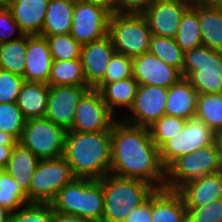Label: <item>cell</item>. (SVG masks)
<instances>
[{
	"label": "cell",
	"instance_id": "43",
	"mask_svg": "<svg viewBox=\"0 0 222 222\" xmlns=\"http://www.w3.org/2000/svg\"><path fill=\"white\" fill-rule=\"evenodd\" d=\"M152 194L126 217L124 222H151Z\"/></svg>",
	"mask_w": 222,
	"mask_h": 222
},
{
	"label": "cell",
	"instance_id": "26",
	"mask_svg": "<svg viewBox=\"0 0 222 222\" xmlns=\"http://www.w3.org/2000/svg\"><path fill=\"white\" fill-rule=\"evenodd\" d=\"M39 161L31 150L17 142L13 146L10 159L4 170L15 179L26 194Z\"/></svg>",
	"mask_w": 222,
	"mask_h": 222
},
{
	"label": "cell",
	"instance_id": "20",
	"mask_svg": "<svg viewBox=\"0 0 222 222\" xmlns=\"http://www.w3.org/2000/svg\"><path fill=\"white\" fill-rule=\"evenodd\" d=\"M49 0H13L9 9L24 35H41Z\"/></svg>",
	"mask_w": 222,
	"mask_h": 222
},
{
	"label": "cell",
	"instance_id": "37",
	"mask_svg": "<svg viewBox=\"0 0 222 222\" xmlns=\"http://www.w3.org/2000/svg\"><path fill=\"white\" fill-rule=\"evenodd\" d=\"M26 119L16 102L0 103V130L20 139Z\"/></svg>",
	"mask_w": 222,
	"mask_h": 222
},
{
	"label": "cell",
	"instance_id": "25",
	"mask_svg": "<svg viewBox=\"0 0 222 222\" xmlns=\"http://www.w3.org/2000/svg\"><path fill=\"white\" fill-rule=\"evenodd\" d=\"M48 96V84L25 81L18 94L16 104L26 120L45 117Z\"/></svg>",
	"mask_w": 222,
	"mask_h": 222
},
{
	"label": "cell",
	"instance_id": "52",
	"mask_svg": "<svg viewBox=\"0 0 222 222\" xmlns=\"http://www.w3.org/2000/svg\"><path fill=\"white\" fill-rule=\"evenodd\" d=\"M71 1H73V2H79V1H82V0H71Z\"/></svg>",
	"mask_w": 222,
	"mask_h": 222
},
{
	"label": "cell",
	"instance_id": "8",
	"mask_svg": "<svg viewBox=\"0 0 222 222\" xmlns=\"http://www.w3.org/2000/svg\"><path fill=\"white\" fill-rule=\"evenodd\" d=\"M75 178L63 156L40 160L26 193L28 203H51L58 192Z\"/></svg>",
	"mask_w": 222,
	"mask_h": 222
},
{
	"label": "cell",
	"instance_id": "47",
	"mask_svg": "<svg viewBox=\"0 0 222 222\" xmlns=\"http://www.w3.org/2000/svg\"><path fill=\"white\" fill-rule=\"evenodd\" d=\"M17 142L12 135L0 130V145H15Z\"/></svg>",
	"mask_w": 222,
	"mask_h": 222
},
{
	"label": "cell",
	"instance_id": "39",
	"mask_svg": "<svg viewBox=\"0 0 222 222\" xmlns=\"http://www.w3.org/2000/svg\"><path fill=\"white\" fill-rule=\"evenodd\" d=\"M187 222H222V198L196 208H186Z\"/></svg>",
	"mask_w": 222,
	"mask_h": 222
},
{
	"label": "cell",
	"instance_id": "27",
	"mask_svg": "<svg viewBox=\"0 0 222 222\" xmlns=\"http://www.w3.org/2000/svg\"><path fill=\"white\" fill-rule=\"evenodd\" d=\"M74 6L71 0H49L41 36L70 34Z\"/></svg>",
	"mask_w": 222,
	"mask_h": 222
},
{
	"label": "cell",
	"instance_id": "41",
	"mask_svg": "<svg viewBox=\"0 0 222 222\" xmlns=\"http://www.w3.org/2000/svg\"><path fill=\"white\" fill-rule=\"evenodd\" d=\"M18 31V32H17ZM18 34H14V33ZM18 23L9 8H0V44L15 41L23 37Z\"/></svg>",
	"mask_w": 222,
	"mask_h": 222
},
{
	"label": "cell",
	"instance_id": "4",
	"mask_svg": "<svg viewBox=\"0 0 222 222\" xmlns=\"http://www.w3.org/2000/svg\"><path fill=\"white\" fill-rule=\"evenodd\" d=\"M54 212L102 222L104 192L101 179L75 178L51 202Z\"/></svg>",
	"mask_w": 222,
	"mask_h": 222
},
{
	"label": "cell",
	"instance_id": "48",
	"mask_svg": "<svg viewBox=\"0 0 222 222\" xmlns=\"http://www.w3.org/2000/svg\"><path fill=\"white\" fill-rule=\"evenodd\" d=\"M0 222H11V212L0 204Z\"/></svg>",
	"mask_w": 222,
	"mask_h": 222
},
{
	"label": "cell",
	"instance_id": "14",
	"mask_svg": "<svg viewBox=\"0 0 222 222\" xmlns=\"http://www.w3.org/2000/svg\"><path fill=\"white\" fill-rule=\"evenodd\" d=\"M191 5L186 0H155L142 14L152 35L175 38L180 20Z\"/></svg>",
	"mask_w": 222,
	"mask_h": 222
},
{
	"label": "cell",
	"instance_id": "10",
	"mask_svg": "<svg viewBox=\"0 0 222 222\" xmlns=\"http://www.w3.org/2000/svg\"><path fill=\"white\" fill-rule=\"evenodd\" d=\"M218 138L202 120L188 119L181 132L159 148L161 163L166 169L177 158L209 146Z\"/></svg>",
	"mask_w": 222,
	"mask_h": 222
},
{
	"label": "cell",
	"instance_id": "1",
	"mask_svg": "<svg viewBox=\"0 0 222 222\" xmlns=\"http://www.w3.org/2000/svg\"><path fill=\"white\" fill-rule=\"evenodd\" d=\"M109 174L143 180L155 189L164 188L165 168L148 127L130 125L122 118L113 123Z\"/></svg>",
	"mask_w": 222,
	"mask_h": 222
},
{
	"label": "cell",
	"instance_id": "17",
	"mask_svg": "<svg viewBox=\"0 0 222 222\" xmlns=\"http://www.w3.org/2000/svg\"><path fill=\"white\" fill-rule=\"evenodd\" d=\"M115 52L108 35L81 46L80 59L89 88L94 89L103 80L108 63Z\"/></svg>",
	"mask_w": 222,
	"mask_h": 222
},
{
	"label": "cell",
	"instance_id": "7",
	"mask_svg": "<svg viewBox=\"0 0 222 222\" xmlns=\"http://www.w3.org/2000/svg\"><path fill=\"white\" fill-rule=\"evenodd\" d=\"M108 36L117 53L133 58L149 51L152 33L143 14L113 13Z\"/></svg>",
	"mask_w": 222,
	"mask_h": 222
},
{
	"label": "cell",
	"instance_id": "2",
	"mask_svg": "<svg viewBox=\"0 0 222 222\" xmlns=\"http://www.w3.org/2000/svg\"><path fill=\"white\" fill-rule=\"evenodd\" d=\"M63 157L76 178L102 179L111 169V131H67Z\"/></svg>",
	"mask_w": 222,
	"mask_h": 222
},
{
	"label": "cell",
	"instance_id": "35",
	"mask_svg": "<svg viewBox=\"0 0 222 222\" xmlns=\"http://www.w3.org/2000/svg\"><path fill=\"white\" fill-rule=\"evenodd\" d=\"M186 122L185 119L165 114L148 127L153 142L160 148L166 141L178 135Z\"/></svg>",
	"mask_w": 222,
	"mask_h": 222
},
{
	"label": "cell",
	"instance_id": "32",
	"mask_svg": "<svg viewBox=\"0 0 222 222\" xmlns=\"http://www.w3.org/2000/svg\"><path fill=\"white\" fill-rule=\"evenodd\" d=\"M148 52L161 59L164 63L176 67L182 73L184 51L176 43L175 38L152 35Z\"/></svg>",
	"mask_w": 222,
	"mask_h": 222
},
{
	"label": "cell",
	"instance_id": "3",
	"mask_svg": "<svg viewBox=\"0 0 222 222\" xmlns=\"http://www.w3.org/2000/svg\"><path fill=\"white\" fill-rule=\"evenodd\" d=\"M101 184L104 192L102 222H124L128 214L156 190L143 180L113 174L105 175Z\"/></svg>",
	"mask_w": 222,
	"mask_h": 222
},
{
	"label": "cell",
	"instance_id": "50",
	"mask_svg": "<svg viewBox=\"0 0 222 222\" xmlns=\"http://www.w3.org/2000/svg\"><path fill=\"white\" fill-rule=\"evenodd\" d=\"M190 3H204V2H213L214 0H186Z\"/></svg>",
	"mask_w": 222,
	"mask_h": 222
},
{
	"label": "cell",
	"instance_id": "12",
	"mask_svg": "<svg viewBox=\"0 0 222 222\" xmlns=\"http://www.w3.org/2000/svg\"><path fill=\"white\" fill-rule=\"evenodd\" d=\"M117 120L108 109L97 89H88L76 106L72 128L75 132L111 131Z\"/></svg>",
	"mask_w": 222,
	"mask_h": 222
},
{
	"label": "cell",
	"instance_id": "51",
	"mask_svg": "<svg viewBox=\"0 0 222 222\" xmlns=\"http://www.w3.org/2000/svg\"><path fill=\"white\" fill-rule=\"evenodd\" d=\"M213 3L222 10V0H214Z\"/></svg>",
	"mask_w": 222,
	"mask_h": 222
},
{
	"label": "cell",
	"instance_id": "40",
	"mask_svg": "<svg viewBox=\"0 0 222 222\" xmlns=\"http://www.w3.org/2000/svg\"><path fill=\"white\" fill-rule=\"evenodd\" d=\"M24 78L0 69V103L16 102Z\"/></svg>",
	"mask_w": 222,
	"mask_h": 222
},
{
	"label": "cell",
	"instance_id": "28",
	"mask_svg": "<svg viewBox=\"0 0 222 222\" xmlns=\"http://www.w3.org/2000/svg\"><path fill=\"white\" fill-rule=\"evenodd\" d=\"M49 86H87L81 59L53 60Z\"/></svg>",
	"mask_w": 222,
	"mask_h": 222
},
{
	"label": "cell",
	"instance_id": "11",
	"mask_svg": "<svg viewBox=\"0 0 222 222\" xmlns=\"http://www.w3.org/2000/svg\"><path fill=\"white\" fill-rule=\"evenodd\" d=\"M111 13L97 5L75 2L70 35L82 46L108 35Z\"/></svg>",
	"mask_w": 222,
	"mask_h": 222
},
{
	"label": "cell",
	"instance_id": "5",
	"mask_svg": "<svg viewBox=\"0 0 222 222\" xmlns=\"http://www.w3.org/2000/svg\"><path fill=\"white\" fill-rule=\"evenodd\" d=\"M222 171V141L183 155L165 169L164 188L178 191L183 185L205 175Z\"/></svg>",
	"mask_w": 222,
	"mask_h": 222
},
{
	"label": "cell",
	"instance_id": "44",
	"mask_svg": "<svg viewBox=\"0 0 222 222\" xmlns=\"http://www.w3.org/2000/svg\"><path fill=\"white\" fill-rule=\"evenodd\" d=\"M53 222H96L82 217L54 212Z\"/></svg>",
	"mask_w": 222,
	"mask_h": 222
},
{
	"label": "cell",
	"instance_id": "42",
	"mask_svg": "<svg viewBox=\"0 0 222 222\" xmlns=\"http://www.w3.org/2000/svg\"><path fill=\"white\" fill-rule=\"evenodd\" d=\"M155 0H115V13L142 14Z\"/></svg>",
	"mask_w": 222,
	"mask_h": 222
},
{
	"label": "cell",
	"instance_id": "31",
	"mask_svg": "<svg viewBox=\"0 0 222 222\" xmlns=\"http://www.w3.org/2000/svg\"><path fill=\"white\" fill-rule=\"evenodd\" d=\"M175 41L184 52L202 45L198 15L193 5L184 12Z\"/></svg>",
	"mask_w": 222,
	"mask_h": 222
},
{
	"label": "cell",
	"instance_id": "38",
	"mask_svg": "<svg viewBox=\"0 0 222 222\" xmlns=\"http://www.w3.org/2000/svg\"><path fill=\"white\" fill-rule=\"evenodd\" d=\"M133 77L132 58L115 52L108 63L105 76L99 84L112 83Z\"/></svg>",
	"mask_w": 222,
	"mask_h": 222
},
{
	"label": "cell",
	"instance_id": "22",
	"mask_svg": "<svg viewBox=\"0 0 222 222\" xmlns=\"http://www.w3.org/2000/svg\"><path fill=\"white\" fill-rule=\"evenodd\" d=\"M198 93L185 77L168 88L165 114L185 120L195 117Z\"/></svg>",
	"mask_w": 222,
	"mask_h": 222
},
{
	"label": "cell",
	"instance_id": "13",
	"mask_svg": "<svg viewBox=\"0 0 222 222\" xmlns=\"http://www.w3.org/2000/svg\"><path fill=\"white\" fill-rule=\"evenodd\" d=\"M168 88L139 85L129 115L122 120L133 126L149 127L165 115Z\"/></svg>",
	"mask_w": 222,
	"mask_h": 222
},
{
	"label": "cell",
	"instance_id": "6",
	"mask_svg": "<svg viewBox=\"0 0 222 222\" xmlns=\"http://www.w3.org/2000/svg\"><path fill=\"white\" fill-rule=\"evenodd\" d=\"M182 76L198 94L222 93V51L205 45L185 51Z\"/></svg>",
	"mask_w": 222,
	"mask_h": 222
},
{
	"label": "cell",
	"instance_id": "29",
	"mask_svg": "<svg viewBox=\"0 0 222 222\" xmlns=\"http://www.w3.org/2000/svg\"><path fill=\"white\" fill-rule=\"evenodd\" d=\"M195 117L222 137V93L198 94Z\"/></svg>",
	"mask_w": 222,
	"mask_h": 222
},
{
	"label": "cell",
	"instance_id": "46",
	"mask_svg": "<svg viewBox=\"0 0 222 222\" xmlns=\"http://www.w3.org/2000/svg\"><path fill=\"white\" fill-rule=\"evenodd\" d=\"M82 1L100 6L108 10L111 14L115 13V0H82Z\"/></svg>",
	"mask_w": 222,
	"mask_h": 222
},
{
	"label": "cell",
	"instance_id": "36",
	"mask_svg": "<svg viewBox=\"0 0 222 222\" xmlns=\"http://www.w3.org/2000/svg\"><path fill=\"white\" fill-rule=\"evenodd\" d=\"M53 217L51 203L29 202L11 212V222H53Z\"/></svg>",
	"mask_w": 222,
	"mask_h": 222
},
{
	"label": "cell",
	"instance_id": "30",
	"mask_svg": "<svg viewBox=\"0 0 222 222\" xmlns=\"http://www.w3.org/2000/svg\"><path fill=\"white\" fill-rule=\"evenodd\" d=\"M27 35L18 40L0 44V69L23 77Z\"/></svg>",
	"mask_w": 222,
	"mask_h": 222
},
{
	"label": "cell",
	"instance_id": "9",
	"mask_svg": "<svg viewBox=\"0 0 222 222\" xmlns=\"http://www.w3.org/2000/svg\"><path fill=\"white\" fill-rule=\"evenodd\" d=\"M67 131L46 117L26 120L18 142L39 160L63 156Z\"/></svg>",
	"mask_w": 222,
	"mask_h": 222
},
{
	"label": "cell",
	"instance_id": "19",
	"mask_svg": "<svg viewBox=\"0 0 222 222\" xmlns=\"http://www.w3.org/2000/svg\"><path fill=\"white\" fill-rule=\"evenodd\" d=\"M178 192L183 197L186 208L201 207L222 198V171L188 182Z\"/></svg>",
	"mask_w": 222,
	"mask_h": 222
},
{
	"label": "cell",
	"instance_id": "18",
	"mask_svg": "<svg viewBox=\"0 0 222 222\" xmlns=\"http://www.w3.org/2000/svg\"><path fill=\"white\" fill-rule=\"evenodd\" d=\"M52 61L46 37L27 35L24 80L48 84Z\"/></svg>",
	"mask_w": 222,
	"mask_h": 222
},
{
	"label": "cell",
	"instance_id": "49",
	"mask_svg": "<svg viewBox=\"0 0 222 222\" xmlns=\"http://www.w3.org/2000/svg\"><path fill=\"white\" fill-rule=\"evenodd\" d=\"M13 0H0V8H9Z\"/></svg>",
	"mask_w": 222,
	"mask_h": 222
},
{
	"label": "cell",
	"instance_id": "15",
	"mask_svg": "<svg viewBox=\"0 0 222 222\" xmlns=\"http://www.w3.org/2000/svg\"><path fill=\"white\" fill-rule=\"evenodd\" d=\"M88 86H49L45 117L69 131L75 117L76 106Z\"/></svg>",
	"mask_w": 222,
	"mask_h": 222
},
{
	"label": "cell",
	"instance_id": "16",
	"mask_svg": "<svg viewBox=\"0 0 222 222\" xmlns=\"http://www.w3.org/2000/svg\"><path fill=\"white\" fill-rule=\"evenodd\" d=\"M132 73L139 85L166 88L183 78L179 69L164 63L149 52L132 58Z\"/></svg>",
	"mask_w": 222,
	"mask_h": 222
},
{
	"label": "cell",
	"instance_id": "23",
	"mask_svg": "<svg viewBox=\"0 0 222 222\" xmlns=\"http://www.w3.org/2000/svg\"><path fill=\"white\" fill-rule=\"evenodd\" d=\"M192 5L198 15L202 45L222 51V10L213 2L192 3Z\"/></svg>",
	"mask_w": 222,
	"mask_h": 222
},
{
	"label": "cell",
	"instance_id": "45",
	"mask_svg": "<svg viewBox=\"0 0 222 222\" xmlns=\"http://www.w3.org/2000/svg\"><path fill=\"white\" fill-rule=\"evenodd\" d=\"M14 145H0V170H4L11 156Z\"/></svg>",
	"mask_w": 222,
	"mask_h": 222
},
{
	"label": "cell",
	"instance_id": "24",
	"mask_svg": "<svg viewBox=\"0 0 222 222\" xmlns=\"http://www.w3.org/2000/svg\"><path fill=\"white\" fill-rule=\"evenodd\" d=\"M138 87L136 79L130 77L112 83L98 84L94 89L99 91L108 109L117 116L118 110H129L133 106Z\"/></svg>",
	"mask_w": 222,
	"mask_h": 222
},
{
	"label": "cell",
	"instance_id": "21",
	"mask_svg": "<svg viewBox=\"0 0 222 222\" xmlns=\"http://www.w3.org/2000/svg\"><path fill=\"white\" fill-rule=\"evenodd\" d=\"M151 222H187L186 206L178 191L163 188L152 193Z\"/></svg>",
	"mask_w": 222,
	"mask_h": 222
},
{
	"label": "cell",
	"instance_id": "34",
	"mask_svg": "<svg viewBox=\"0 0 222 222\" xmlns=\"http://www.w3.org/2000/svg\"><path fill=\"white\" fill-rule=\"evenodd\" d=\"M46 37L52 60L80 59L81 45L70 34H58Z\"/></svg>",
	"mask_w": 222,
	"mask_h": 222
},
{
	"label": "cell",
	"instance_id": "33",
	"mask_svg": "<svg viewBox=\"0 0 222 222\" xmlns=\"http://www.w3.org/2000/svg\"><path fill=\"white\" fill-rule=\"evenodd\" d=\"M28 203L26 194L5 170H0V204L14 212Z\"/></svg>",
	"mask_w": 222,
	"mask_h": 222
}]
</instances>
